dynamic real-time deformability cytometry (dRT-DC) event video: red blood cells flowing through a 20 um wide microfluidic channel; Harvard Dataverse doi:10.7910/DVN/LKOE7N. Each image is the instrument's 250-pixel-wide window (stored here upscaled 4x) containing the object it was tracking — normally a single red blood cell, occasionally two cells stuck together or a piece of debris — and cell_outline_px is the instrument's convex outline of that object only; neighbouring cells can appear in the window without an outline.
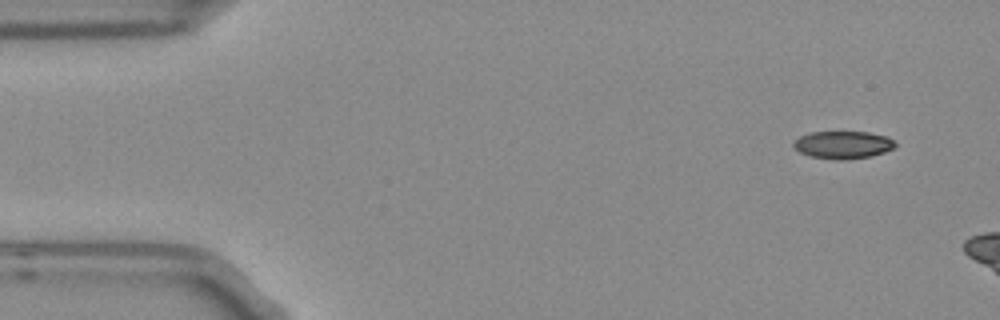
{"species": "Egyptian fruit bat (a non-hibernating species)", "species_latin": "Rousettus aegyptiacus", "temperature_condition": "room temperature", "stored_images_in_passage": 3, "camera_frame_rate_fps": 3000, "um_per_image_px": 0.085, "frame": {"image": 1, "passage_image": 1, "time_ms": 0.0, "image_size_px": [1000, 320], "cell_outline_px": [[896, 144], [892, 148], [884, 152], [868, 156], [844, 160], [840, 160], [812, 156], [800, 152], [792, 144], [800, 136], [812, 132], [868, 132], [888, 136]], "centroid_in_image_um": [71.66, 12.3], "position_along_channel_um": 13.3, "area_um2": 16.01}}